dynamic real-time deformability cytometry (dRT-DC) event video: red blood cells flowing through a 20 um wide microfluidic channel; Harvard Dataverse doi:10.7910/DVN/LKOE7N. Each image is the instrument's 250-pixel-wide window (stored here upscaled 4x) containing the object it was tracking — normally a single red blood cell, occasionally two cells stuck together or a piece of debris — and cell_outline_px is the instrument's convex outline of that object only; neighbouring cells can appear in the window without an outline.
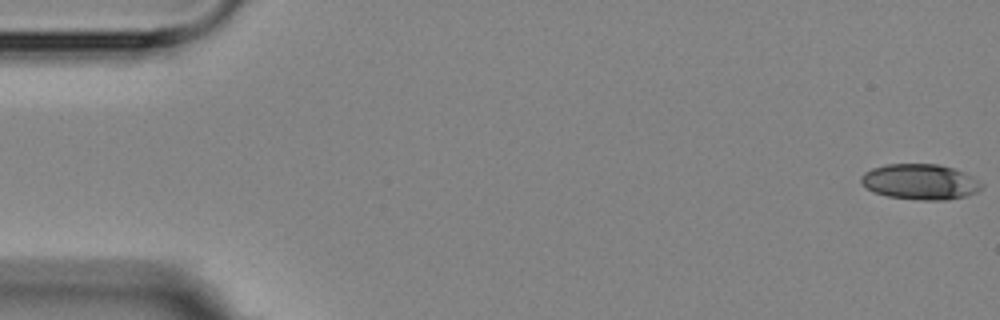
{"species": "Egyptian fruit bat (a non-hibernating species)", "species_latin": "Rousettus aegyptiacus", "temperature_condition": "room temperature", "stored_images_in_passage": 6, "camera_frame_rate_fps": 3000, "um_per_image_px": 0.085, "animal": {"sex": "female"}, "frame": {"image": 1, "passage_image": 1, "time_ms": 0.0, "image_size_px": [1000, 320], "cell_outline_px": [[984, 188], [976, 192], [964, 196], [948, 200], [916, 200], [888, 196], [872, 192], [860, 180], [860, 176], [864, 172], [872, 168], [884, 164], [936, 164], [952, 168], [972, 176], [984, 184]], "centroid_in_image_um": [78.21, 15.46], "position_along_channel_um": 6.8, "area_um2": 25.03}}
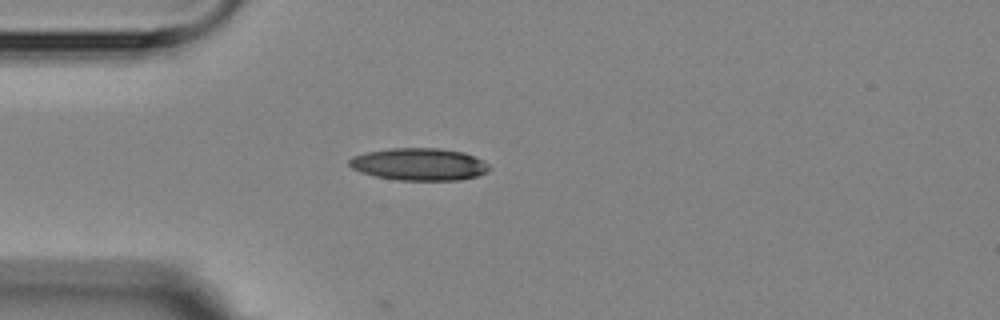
{"frame": {"image": 2, "passage_image": 5, "time_ms": 4.667, "image_size_px": [1000, 320], "cell_outline_px": [[492, 168], [488, 172], [476, 176], [460, 180], [396, 180], [376, 176], [360, 172], [352, 168], [348, 164], [348, 160], [352, 156], [368, 152], [392, 148], [436, 148], [464, 152], [488, 164]], "centroid_in_image_um": [35.62, 13.97], "position_along_channel_um": 49.4, "area_um2": 26.3}}